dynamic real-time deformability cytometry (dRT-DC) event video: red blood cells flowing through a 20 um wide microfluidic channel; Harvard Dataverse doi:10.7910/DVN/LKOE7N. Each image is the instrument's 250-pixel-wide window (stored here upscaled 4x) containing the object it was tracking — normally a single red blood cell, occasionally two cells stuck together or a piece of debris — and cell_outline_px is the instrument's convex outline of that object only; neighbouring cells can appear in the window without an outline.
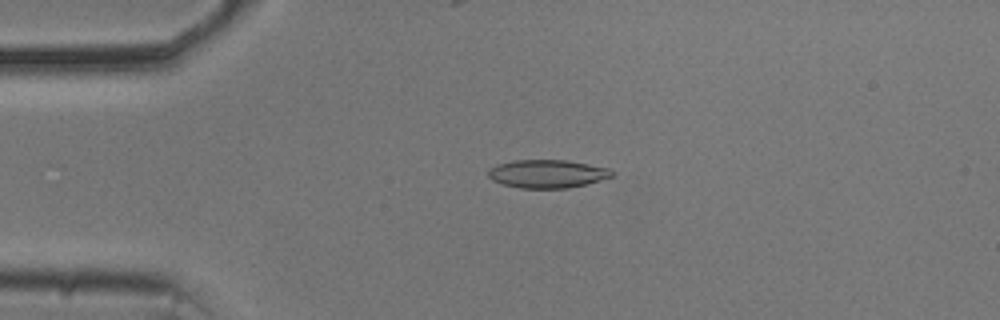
{"species": "common noctule bat (a hibernating species)", "species_latin": "Nyctalus noctula", "temperature_condition": "cold", "stored_images_in_passage": 43, "camera_frame_rate_fps": 3000, "um_per_image_px": 0.085, "animal": {"sex": "male", "body_mass_g": 20.5, "forearm_length_mm": 52.5}, "frame": {"image": 1, "passage_image": 1, "time_ms": 0.0, "image_size_px": [1000, 320], "cell_outline_px": [[616, 172], [612, 176], [588, 184], [568, 188], [520, 188], [504, 184], [492, 180], [488, 176], [488, 168], [496, 164], [512, 160], [568, 160], [612, 168]], "centroid_in_image_um": [46.55, 14.76], "position_along_channel_um": 38.4, "area_um2": 20.63}}
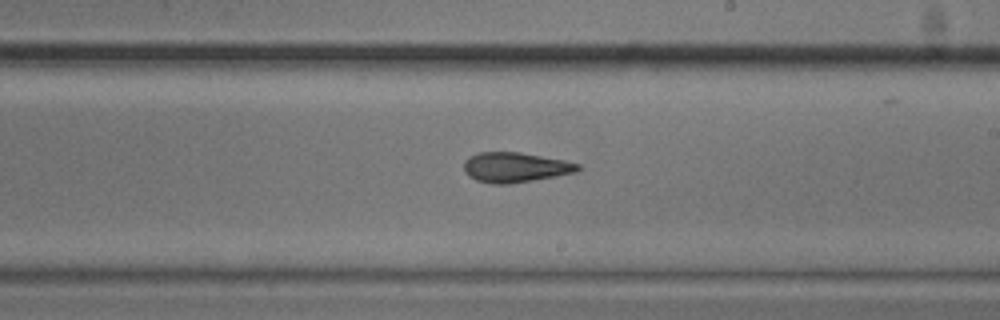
{"frame": {"image": 2, "passage_image": 20, "time_ms": 6.333, "image_size_px": [1000, 320], "cell_outline_px": [[580, 168], [576, 172], [556, 176], [508, 184], [492, 184], [476, 180], [468, 176], [464, 172], [464, 160], [468, 156], [480, 152], [520, 152], [564, 160], [580, 164]], "centroid_in_image_um": [43.76, 14.22], "position_along_channel_um": 245.2, "area_um2": 19.94}}
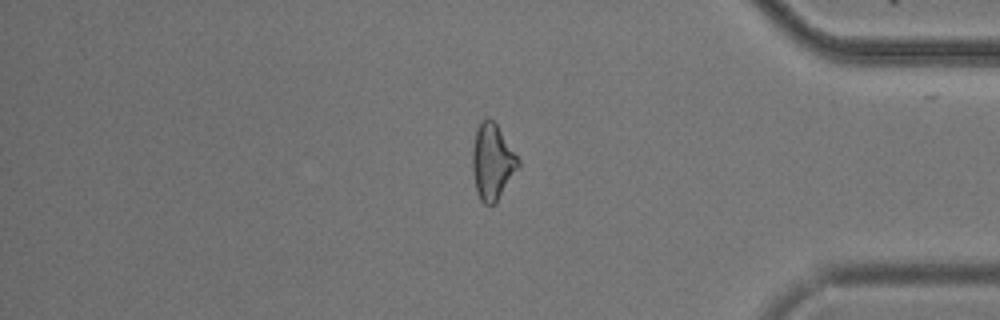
{"frame": {"image": 3, "passage_image": 34, "time_ms": 11.0, "image_size_px": [1000, 320], "cell_outline_px": [[520, 164], [496, 204], [484, 204], [480, 200], [476, 192], [472, 168], [472, 148], [476, 128], [480, 120], [488, 116], [496, 124], [520, 160]], "centroid_in_image_um": [41.82, 13.75], "position_along_channel_um": 393.4, "area_um2": 20.35}, "authors_computed_cell_mechanics": {"area_um2": 20.3456, "velocity_mm_per_s": 3.7188, "shape_relaxation_time_tau1_ms": 5.1827, "shape_relaxation_time_tau2_ms": 4.8068, "deformation_change_tau1": 0.1226, "deformation_change_tau2": 0.1411}}